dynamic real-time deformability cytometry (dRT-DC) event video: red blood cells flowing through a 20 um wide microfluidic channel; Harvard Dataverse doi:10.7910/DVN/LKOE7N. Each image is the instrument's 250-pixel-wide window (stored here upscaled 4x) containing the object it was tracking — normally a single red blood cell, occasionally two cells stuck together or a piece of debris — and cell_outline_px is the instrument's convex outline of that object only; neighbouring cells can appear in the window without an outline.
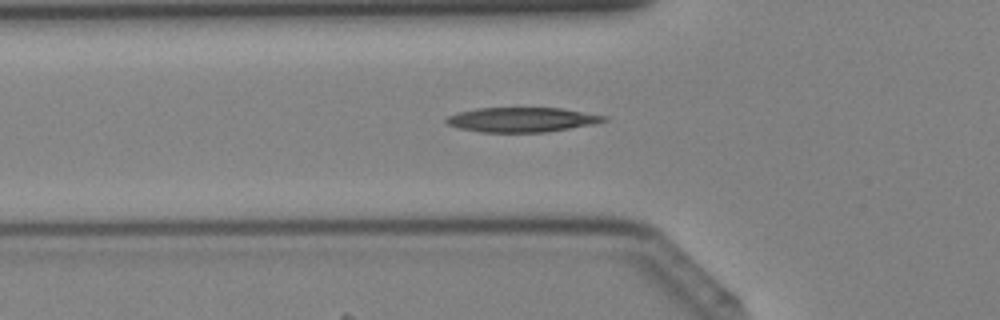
{"species": "Egyptian fruit bat (a non-hibernating species)", "species_latin": "Rousettus aegyptiacus", "temperature_condition": "cold", "stored_images_in_passage": 41, "camera_frame_rate_fps": 3000, "um_per_image_px": 0.085, "animal": {"sex": "female"}, "frame": {"image": 1, "passage_image": 14, "time_ms": 4.333, "image_size_px": [1000, 320], "cell_outline_px": [[608, 120], [596, 124], [548, 132], [480, 132], [460, 128], [448, 124], [444, 120], [448, 116], [460, 112], [476, 108], [564, 108], [608, 116]], "centroid_in_image_um": [44.44, 10.17], "position_along_channel_um": 81.4, "area_um2": 22.77}}
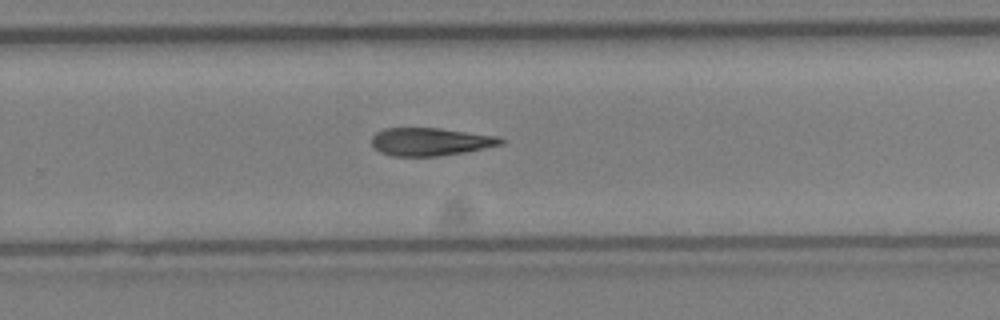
{"frame": {"image": 2, "passage_image": 27, "time_ms": 8.667, "image_size_px": [1000, 320], "cell_outline_px": [[504, 144], [464, 152], [436, 156], [392, 156], [380, 152], [372, 144], [372, 136], [376, 132], [384, 128], [440, 128], [500, 136], [504, 140]], "centroid_in_image_um": [36.6, 12.04], "position_along_channel_um": 293.2, "area_um2": 21.04}}
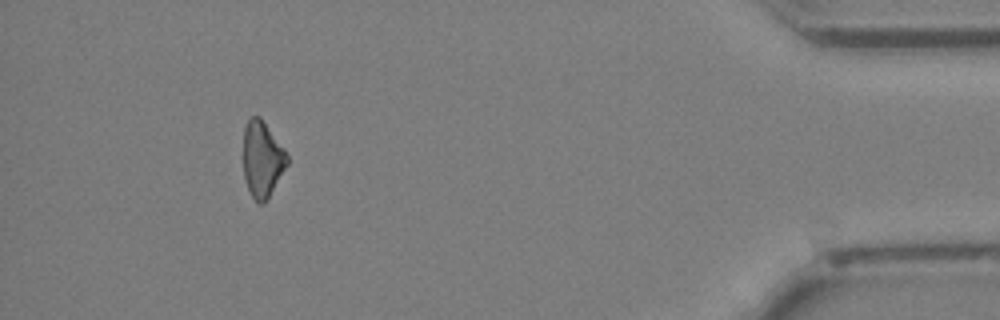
{"frame": {"image": 3, "passage_image": 38, "time_ms": 12.333, "image_size_px": [1000, 320], "cell_outline_px": [[288, 164], [268, 200], [264, 204], [260, 204], [252, 196], [248, 188], [244, 176], [244, 128], [248, 120], [252, 116], [260, 116], [284, 148], [288, 156]], "centroid_in_image_um": [22.31, 13.55], "position_along_channel_um": 412.9, "area_um2": 19.42}}